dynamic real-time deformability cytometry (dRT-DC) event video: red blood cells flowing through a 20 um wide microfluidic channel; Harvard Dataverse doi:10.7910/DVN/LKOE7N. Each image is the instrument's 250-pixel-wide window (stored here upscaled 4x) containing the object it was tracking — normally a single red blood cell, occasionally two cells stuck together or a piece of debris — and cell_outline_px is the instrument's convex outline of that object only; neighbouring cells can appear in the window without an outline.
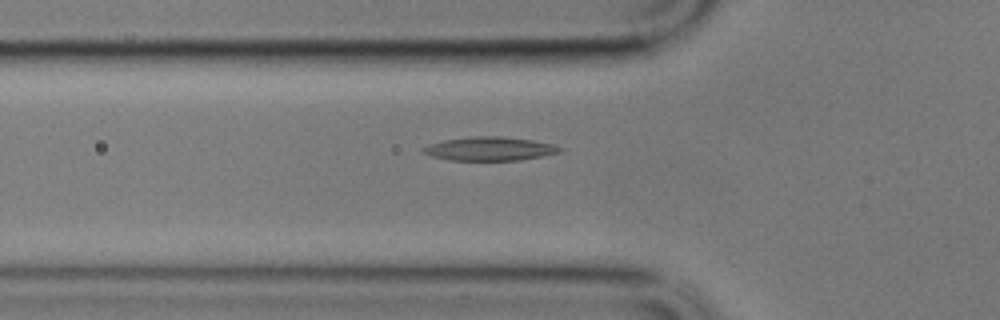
{"species": "common noctule bat (a hibernating species)", "species_latin": "Nyctalus noctula", "temperature_condition": "cold", "stored_images_in_passage": 36, "camera_frame_rate_fps": 3000, "um_per_image_px": 0.085, "animal": {"sex": "male", "body_mass_g": 17.9}, "frame": {"image": 1, "passage_image": 5, "time_ms": 1.333, "image_size_px": [1000, 320], "cell_outline_px": [[564, 148], [560, 152], [520, 160], [448, 160], [432, 156], [424, 152], [420, 148], [444, 140], [472, 136], [500, 136], [532, 140], [552, 144]], "centroid_in_image_um": [41.63, 12.64], "position_along_channel_um": 84.2, "area_um2": 18.67}}
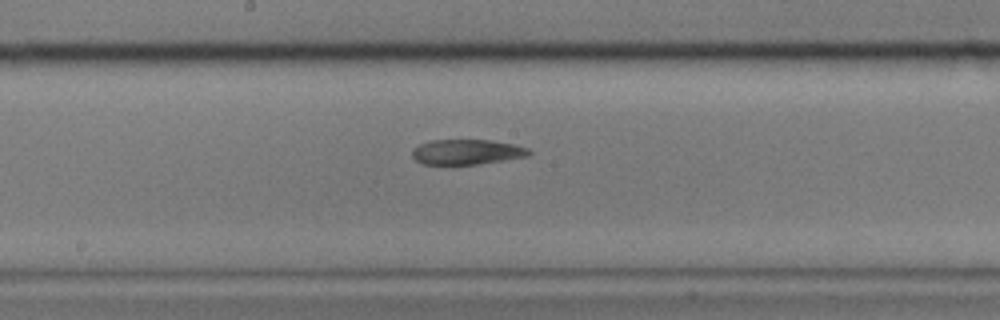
{"frame": {"image": 2, "passage_image": 16, "time_ms": 5.0, "image_size_px": [1000, 320], "cell_outline_px": [[532, 152], [528, 156], [480, 164], [424, 164], [416, 160], [412, 156], [412, 148], [420, 144], [432, 140], [492, 140], [512, 144], [528, 148]], "centroid_in_image_um": [39.68, 12.91], "position_along_channel_um": 208.5, "area_um2": 17.05}}
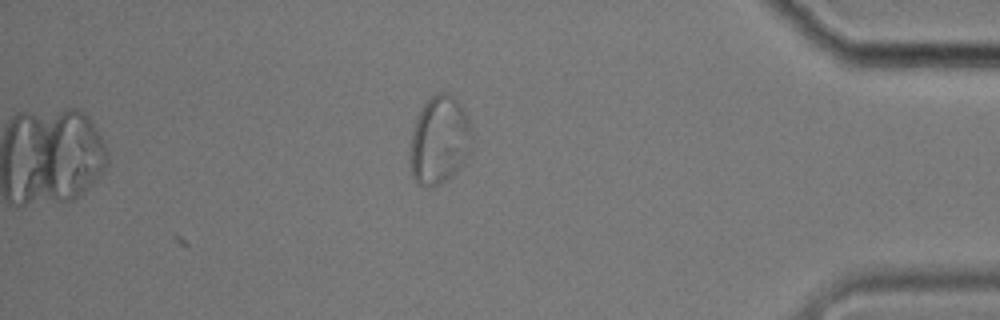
{"frame": {"image": 3, "passage_image": 36, "time_ms": 11.667, "image_size_px": [1000, 320], "cell_outline_px": [[472, 152], [460, 168], [452, 176], [428, 188], [416, 184], [412, 176], [412, 132], [420, 108], [436, 92], [448, 92], [464, 108], [472, 128]], "centroid_in_image_um": [37.41, 11.9], "position_along_channel_um": 397.8, "area_um2": 31.85}, "authors_computed_cell_mechanics": {"area_um2": 18.207, "velocity_mm_per_s": 3.3647, "shape_relaxation_time_tau1_ms": null, "shape_relaxation_time_tau2_ms": 4.1564, "deformation_change_tau1": null, "deformation_change_tau2": 0.1049}}